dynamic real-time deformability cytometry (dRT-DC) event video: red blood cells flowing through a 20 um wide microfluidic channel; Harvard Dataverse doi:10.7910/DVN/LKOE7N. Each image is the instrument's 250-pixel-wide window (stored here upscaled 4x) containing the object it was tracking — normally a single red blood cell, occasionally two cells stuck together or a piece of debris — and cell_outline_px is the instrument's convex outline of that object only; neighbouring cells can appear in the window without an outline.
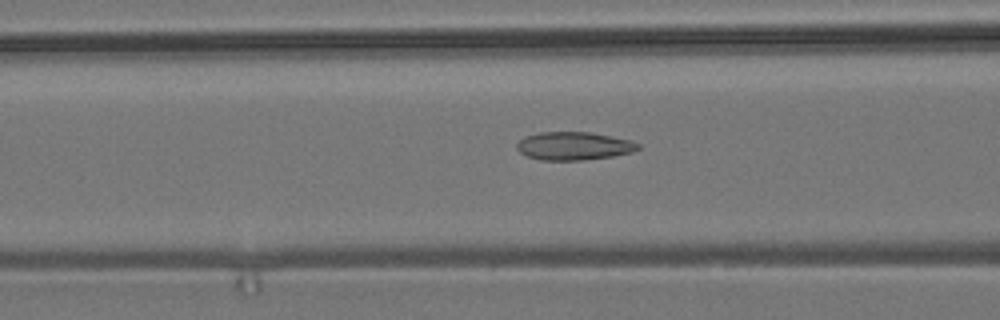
{"species": "common noctule bat (a hibernating species)", "species_latin": "Nyctalus noctula", "temperature_condition": "room temperature", "stored_images_in_passage": 30, "camera_frame_rate_fps": 3000, "um_per_image_px": 0.085, "animal": {"sex": "male", "body_mass_g": 19.2, "forearm_length_mm": 51.8}, "frame": {"image": 1, "passage_image": 17, "time_ms": 5.333, "image_size_px": [1000, 320], "cell_outline_px": [[640, 148], [632, 152], [612, 156], [584, 160], [540, 160], [528, 156], [520, 152], [516, 148], [516, 144], [524, 136], [540, 132], [592, 132], [632, 140], [640, 144]], "centroid_in_image_um": [48.79, 12.4], "position_along_channel_um": 117.8, "area_um2": 20.0}}
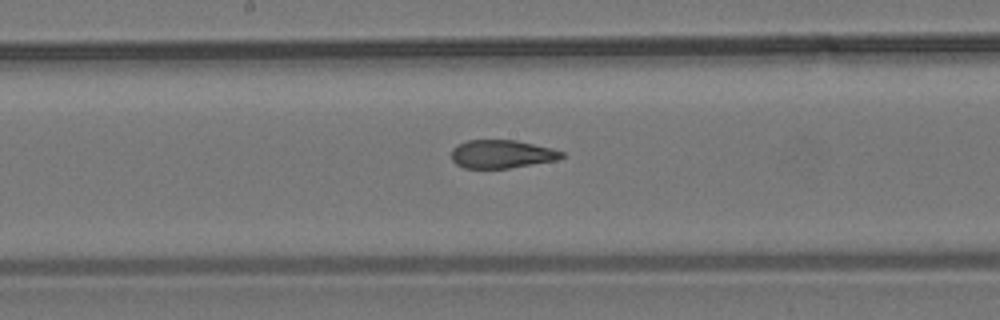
{"frame": {"image": 2, "passage_image": 24, "time_ms": 7.667, "image_size_px": [1000, 320], "cell_outline_px": [[564, 156], [556, 160], [508, 168], [464, 168], [456, 164], [452, 160], [452, 148], [456, 144], [468, 140], [516, 140], [552, 148], [564, 152]], "centroid_in_image_um": [42.62, 13.09], "position_along_channel_um": 205.6, "area_um2": 18.15}}
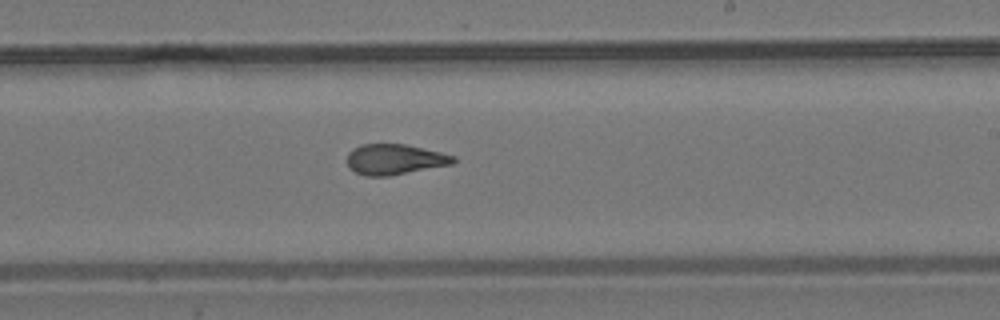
{"frame": {"image": 3, "passage_image": 28, "time_ms": 9.0, "image_size_px": [1000, 320], "cell_outline_px": [[456, 160], [452, 164], [388, 176], [368, 176], [356, 172], [348, 168], [348, 152], [352, 148], [360, 144], [404, 144], [440, 152], [456, 156]], "centroid_in_image_um": [33.53, 13.54], "position_along_channel_um": 255.5, "area_um2": 18.79}}